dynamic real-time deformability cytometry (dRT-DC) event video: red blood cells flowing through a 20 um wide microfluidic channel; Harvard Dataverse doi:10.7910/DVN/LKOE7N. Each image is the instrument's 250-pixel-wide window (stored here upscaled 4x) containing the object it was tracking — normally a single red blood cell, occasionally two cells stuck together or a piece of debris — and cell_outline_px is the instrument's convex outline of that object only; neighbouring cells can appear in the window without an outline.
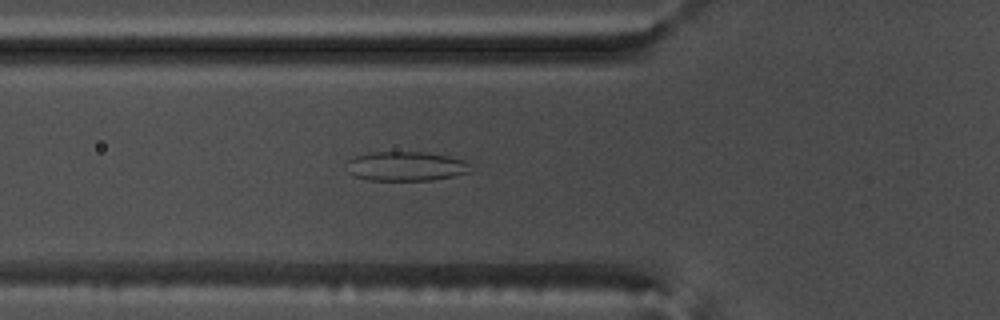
{"species": "common noctule bat (a hibernating species)", "species_latin": "Nyctalus noctula", "temperature_condition": "warm", "stored_images_in_passage": 46, "camera_frame_rate_fps": 3000, "um_per_image_px": 0.085, "animal": {"sex": "male", "body_mass_g": 17.5, "forearm_length_mm": 52.3}, "frame": {"image": 1, "passage_image": 11, "time_ms": 3.333, "image_size_px": [1000, 320], "cell_outline_px": [[472, 172], [432, 180], [368, 180], [352, 176], [348, 172], [348, 160], [356, 156], [372, 152], [424, 152], [448, 156], [464, 160], [468, 164]], "centroid_in_image_um": [34.49, 14.13], "position_along_channel_um": 91.3, "area_um2": 21.15}}
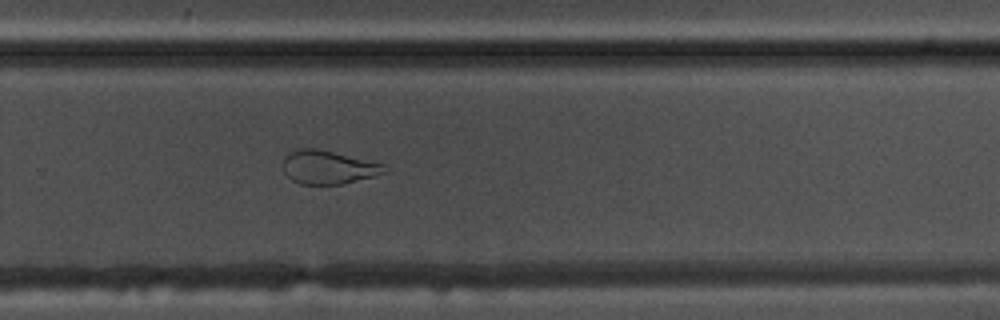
{"frame": {"image": 2, "passage_image": 28, "time_ms": 9.0, "image_size_px": [1000, 320], "cell_outline_px": [[388, 172], [344, 184], [300, 184], [292, 180], [284, 172], [284, 156], [288, 152], [296, 148], [316, 148], [384, 164]], "centroid_in_image_um": [27.88, 14.21], "position_along_channel_um": 301.9, "area_um2": 19.77}}
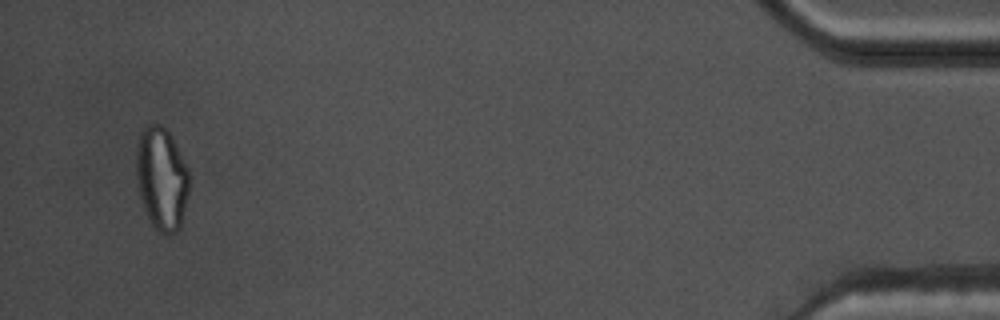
{"frame": {"image": 3, "passage_image": 44, "time_ms": 14.333, "image_size_px": [1000, 320], "cell_outline_px": [[188, 192], [180, 228], [176, 232], [168, 236], [160, 232], [152, 224], [144, 208], [136, 184], [136, 148], [140, 132], [148, 124], [160, 124], [168, 128], [188, 168]], "centroid_in_image_um": [13.73, 15.15], "position_along_channel_um": 421.5, "area_um2": 31.96}, "authors_computed_cell_mechanics": {"area_um2": 23.3223, "velocity_mm_per_s": 3.7196, "shape_relaxation_time_tau1_ms": null, "shape_relaxation_time_tau2_ms": 1.6201, "deformation_change_tau1": null, "deformation_change_tau2": 0.0822}}